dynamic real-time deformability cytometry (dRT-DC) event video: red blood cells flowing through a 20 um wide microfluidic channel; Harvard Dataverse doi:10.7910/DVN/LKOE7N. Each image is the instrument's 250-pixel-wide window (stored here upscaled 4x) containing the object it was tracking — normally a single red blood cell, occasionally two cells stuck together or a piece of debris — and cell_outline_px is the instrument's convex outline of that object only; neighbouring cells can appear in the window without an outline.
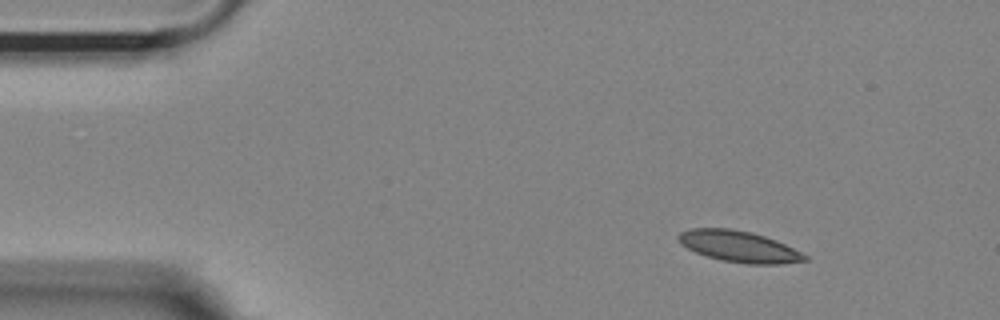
{"species": "Egyptian fruit bat (a non-hibernating species)", "species_latin": "Rousettus aegyptiacus", "temperature_condition": "room temperature", "stored_images_in_passage": 49, "camera_frame_rate_fps": 3000, "um_per_image_px": 0.085, "animal": {"sex": "female"}, "frame": {"image": 1, "passage_image": 1, "time_ms": 0.0, "image_size_px": [1000, 320], "cell_outline_px": [[808, 260], [780, 264], [748, 264], [720, 260], [696, 252], [680, 244], [676, 236], [680, 232], [692, 228], [732, 228], [752, 232], [776, 240], [808, 256]], "centroid_in_image_um": [62.79, 20.94], "position_along_channel_um": 22.2, "area_um2": 22.95}}
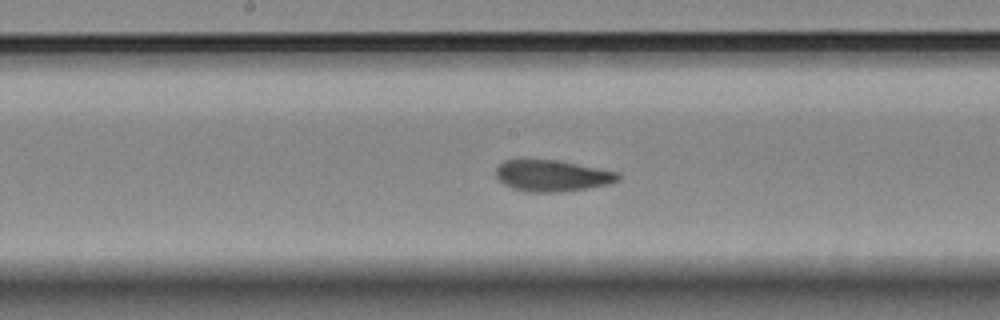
{"frame": {"image": 2, "passage_image": 22, "time_ms": 7.0, "image_size_px": [1000, 320], "cell_outline_px": [[620, 180], [608, 184], [588, 188], [560, 192], [532, 192], [512, 188], [504, 184], [496, 176], [496, 168], [504, 160], [560, 160], [620, 172]], "centroid_in_image_um": [46.98, 14.93], "position_along_channel_um": 201.2, "area_um2": 22.37}}
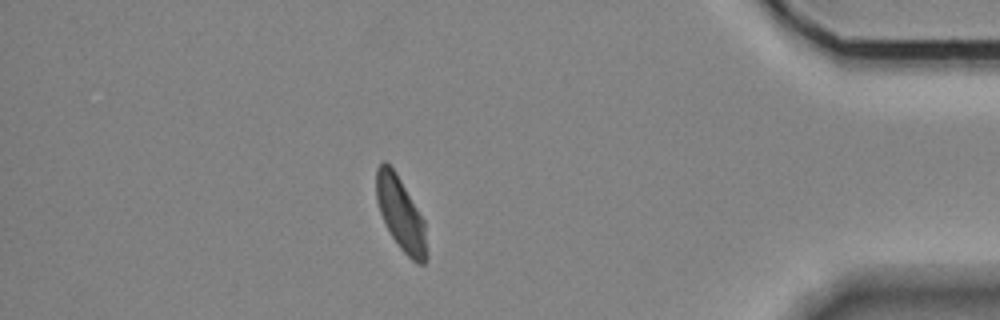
{"frame": {"image": 3, "passage_image": 42, "time_ms": 13.667, "image_size_px": [1000, 320], "cell_outline_px": [[428, 260], [424, 264], [416, 264], [400, 248], [392, 236], [380, 212], [376, 200], [376, 168], [384, 160], [396, 172], [424, 220], [428, 256]], "centroid_in_image_um": [34.08, 18.21], "position_along_channel_um": 401.1, "area_um2": 21.39}, "authors_computed_cell_mechanics": {"area_um2": 22.5998, "velocity_mm_per_s": 3.5955, "shape_relaxation_time_tau1_ms": 7.8154, "shape_relaxation_time_tau2_ms": 1.7491, "deformation_change_tau1": 0.1518, "deformation_change_tau2": 0.0506}}